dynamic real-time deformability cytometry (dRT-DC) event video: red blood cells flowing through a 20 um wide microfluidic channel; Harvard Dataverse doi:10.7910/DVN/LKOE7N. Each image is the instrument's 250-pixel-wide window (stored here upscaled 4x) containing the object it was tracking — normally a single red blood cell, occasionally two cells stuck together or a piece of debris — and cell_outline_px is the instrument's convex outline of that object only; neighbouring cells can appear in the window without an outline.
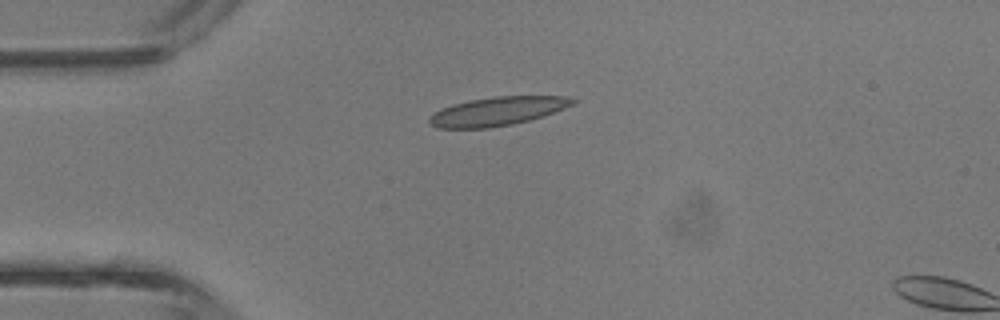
{"species": "common noctule bat (a hibernating species)", "species_latin": "Nyctalus noctula", "temperature_condition": "room temperature", "stored_images_in_passage": 2, "camera_frame_rate_fps": 3000, "um_per_image_px": 0.085, "animal": {"sex": "male", "body_mass_g": 13.3}, "frame": {"image": 1, "passage_image": 1, "time_ms": 0.0, "image_size_px": [1000, 320], "cell_outline_px": [[580, 100], [564, 108], [544, 116], [512, 124], [488, 128], [436, 128], [428, 120], [440, 108], [452, 104], [468, 100], [496, 96], [564, 96]], "centroid_in_image_um": [42.29, 9.45], "position_along_channel_um": 42.7, "area_um2": 23.87}}